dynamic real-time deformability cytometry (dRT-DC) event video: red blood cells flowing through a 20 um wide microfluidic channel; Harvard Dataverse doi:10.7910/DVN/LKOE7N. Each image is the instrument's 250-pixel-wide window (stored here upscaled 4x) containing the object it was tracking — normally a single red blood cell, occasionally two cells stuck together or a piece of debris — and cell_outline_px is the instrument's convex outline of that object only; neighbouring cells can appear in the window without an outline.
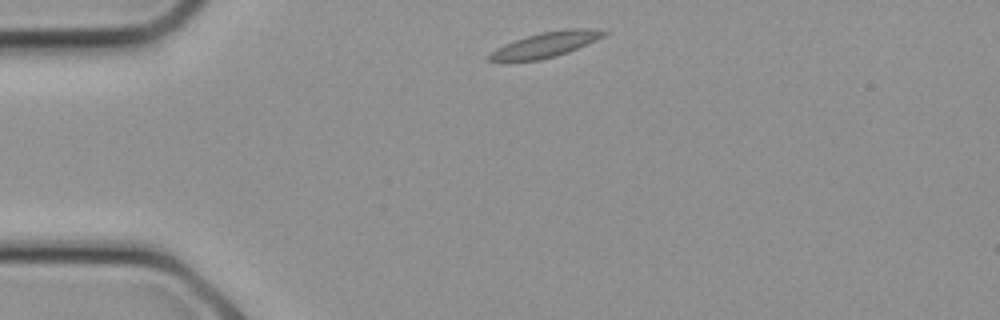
{"species": "common noctule bat (a hibernating species)", "species_latin": "Nyctalus noctula", "temperature_condition": "cold", "stored_images_in_passage": 3, "camera_frame_rate_fps": 3000, "um_per_image_px": 0.085, "animal": {"sex": "female", "body_mass_g": 21.9}, "frame": {"image": 1, "passage_image": 1, "time_ms": 0.0, "image_size_px": [1000, 320], "cell_outline_px": [[608, 32], [604, 36], [596, 40], [568, 52], [556, 56], [540, 60], [508, 64], [488, 60], [488, 56], [496, 48], [504, 44], [540, 32], [568, 28], [596, 28]], "centroid_in_image_um": [46.32, 3.83], "position_along_channel_um": 38.7, "area_um2": 17.28}}